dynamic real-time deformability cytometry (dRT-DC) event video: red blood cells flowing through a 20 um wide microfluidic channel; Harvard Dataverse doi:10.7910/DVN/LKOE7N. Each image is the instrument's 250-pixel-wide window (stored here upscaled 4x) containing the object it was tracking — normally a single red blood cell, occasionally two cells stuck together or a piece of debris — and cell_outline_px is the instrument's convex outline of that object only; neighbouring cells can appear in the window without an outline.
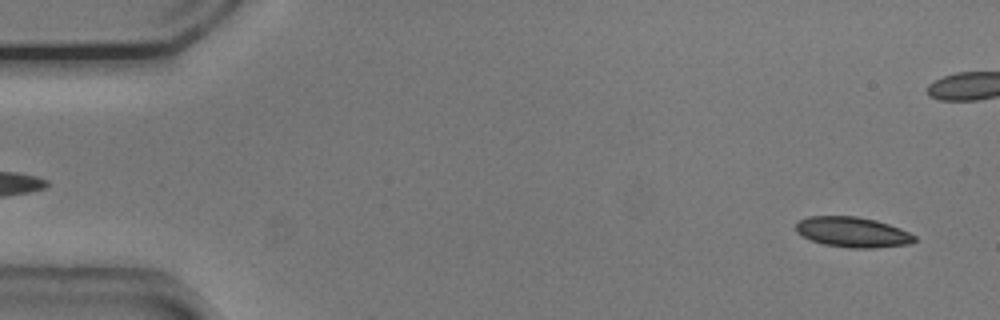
{"species": "common noctule bat (a hibernating species)", "species_latin": "Nyctalus noctula", "temperature_condition": "cold", "stored_images_in_passage": 5, "camera_frame_rate_fps": 3000, "um_per_image_px": 0.085, "animal": {"sex": "male", "body_mass_g": 20.5, "forearm_length_mm": 52.5}, "frame": {"image": 1, "passage_image": 2, "time_ms": 0.333, "image_size_px": [1000, 320], "cell_outline_px": [[916, 240], [912, 244], [872, 248], [848, 248], [824, 244], [812, 240], [796, 232], [796, 224], [800, 220], [808, 216], [856, 216], [876, 220], [900, 228], [916, 236]], "centroid_in_image_um": [72.5, 19.73], "position_along_channel_um": 12.5, "area_um2": 20.92}}